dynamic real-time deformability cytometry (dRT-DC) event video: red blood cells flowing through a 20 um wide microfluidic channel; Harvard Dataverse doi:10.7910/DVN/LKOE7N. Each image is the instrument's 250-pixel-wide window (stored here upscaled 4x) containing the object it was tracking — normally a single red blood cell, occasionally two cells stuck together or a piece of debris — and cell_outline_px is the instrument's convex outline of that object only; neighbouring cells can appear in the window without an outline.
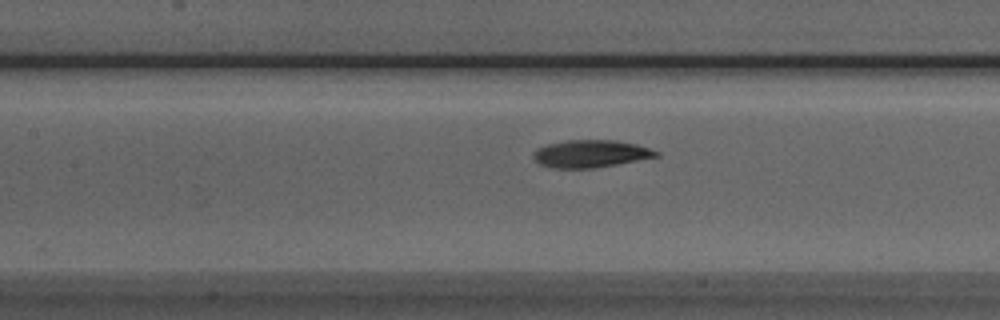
{"species": "Egyptian fruit bat (a non-hibernating species)", "species_latin": "Rousettus aegyptiacus", "temperature_condition": "room temperature", "stored_images_in_passage": 23, "camera_frame_rate_fps": 3000, "um_per_image_px": 0.085, "animal": {"sex": "male"}, "frame": {"image": 1, "passage_image": 17, "time_ms": 5.333, "image_size_px": [1000, 320], "cell_outline_px": [[660, 156], [616, 164], [592, 168], [556, 168], [540, 164], [532, 156], [532, 152], [536, 148], [548, 144], [564, 140], [616, 140], [636, 144], [660, 152]], "centroid_in_image_um": [50.19, 13.05], "position_along_channel_um": 157.2, "area_um2": 19.59}}
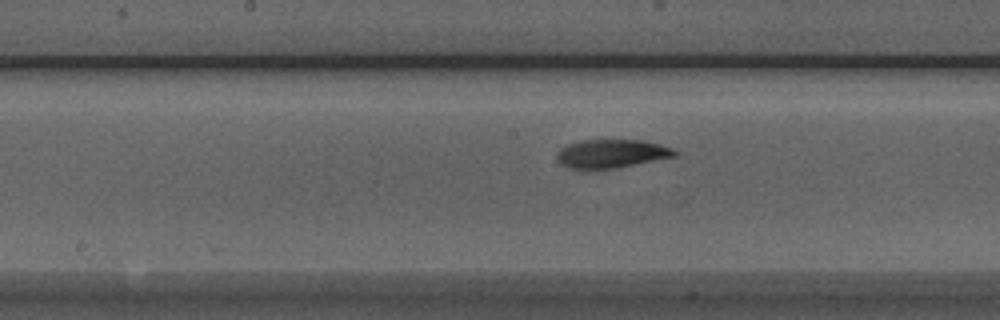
{"frame": {"image": 2, "passage_image": 20, "time_ms": 6.333, "image_size_px": [1000, 320], "cell_outline_px": [[680, 152], [676, 156], [616, 168], [572, 168], [560, 164], [556, 160], [556, 152], [560, 148], [568, 144], [584, 140], [644, 140], [660, 144], [672, 148]], "centroid_in_image_um": [51.99, 13.05], "position_along_channel_um": 196.2, "area_um2": 19.54}}